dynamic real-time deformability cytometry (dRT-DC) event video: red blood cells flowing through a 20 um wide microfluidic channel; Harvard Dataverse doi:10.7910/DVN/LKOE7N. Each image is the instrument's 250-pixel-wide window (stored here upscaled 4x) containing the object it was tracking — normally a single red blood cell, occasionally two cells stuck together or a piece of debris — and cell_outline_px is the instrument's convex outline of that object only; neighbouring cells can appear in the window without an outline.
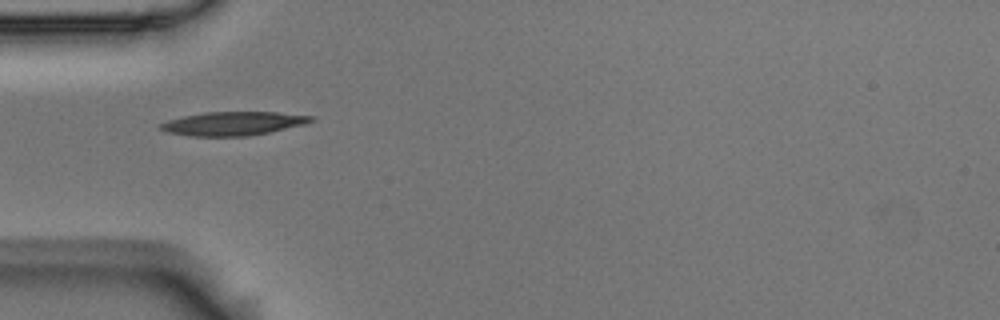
{"species": "Egyptian fruit bat (a non-hibernating species)", "species_latin": "Rousettus aegyptiacus", "temperature_condition": "room temperature", "stored_images_in_passage": 9, "camera_frame_rate_fps": 3000, "um_per_image_px": 0.085, "animal": {"sex": "male"}, "frame": {"image": 1, "passage_image": 1, "time_ms": 0.0, "image_size_px": [1000, 320], "cell_outline_px": [[316, 120], [304, 124], [268, 132], [248, 136], [188, 136], [168, 132], [160, 128], [160, 124], [168, 120], [184, 116], [204, 112], [276, 112], [312, 116]], "centroid_in_image_um": [19.81, 10.5], "position_along_channel_um": 65.2, "area_um2": 20.58}}
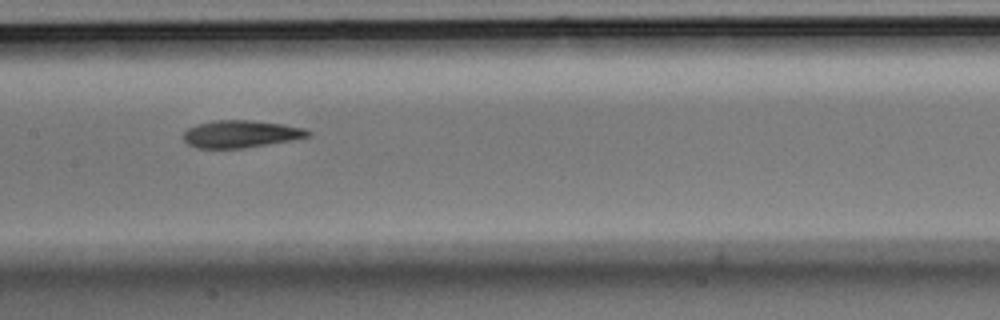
{"frame": {"image": 2, "passage_image": 4, "time_ms": 1.0, "image_size_px": [1000, 320], "cell_outline_px": [[312, 132], [308, 136], [292, 140], [244, 148], [196, 148], [188, 144], [184, 140], [184, 132], [188, 128], [196, 124], [212, 120], [248, 120], [280, 124], [304, 128]], "centroid_in_image_um": [20.43, 11.39], "position_along_channel_um": 187.0, "area_um2": 19.71}}
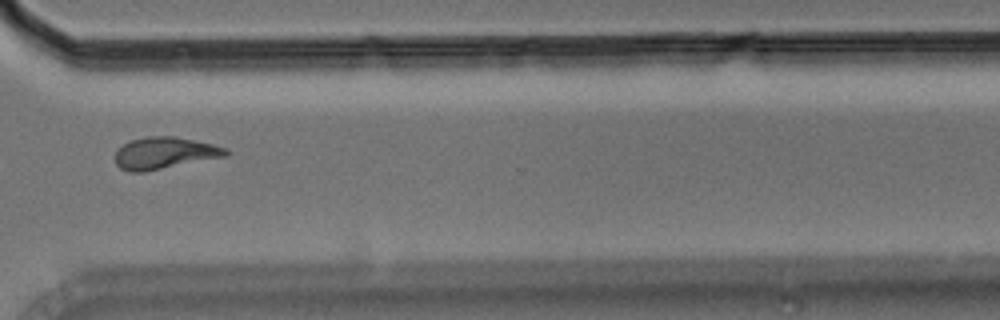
{"frame": {"image": 3, "passage_image": 8, "time_ms": 2.333, "image_size_px": [1000, 320], "cell_outline_px": [[228, 156], [144, 172], [128, 172], [120, 168], [116, 164], [116, 152], [124, 144], [132, 140], [148, 136], [172, 136], [212, 144], [228, 148]], "centroid_in_image_um": [14.0, 13.02], "position_along_channel_um": 356.6, "area_um2": 20.4}}